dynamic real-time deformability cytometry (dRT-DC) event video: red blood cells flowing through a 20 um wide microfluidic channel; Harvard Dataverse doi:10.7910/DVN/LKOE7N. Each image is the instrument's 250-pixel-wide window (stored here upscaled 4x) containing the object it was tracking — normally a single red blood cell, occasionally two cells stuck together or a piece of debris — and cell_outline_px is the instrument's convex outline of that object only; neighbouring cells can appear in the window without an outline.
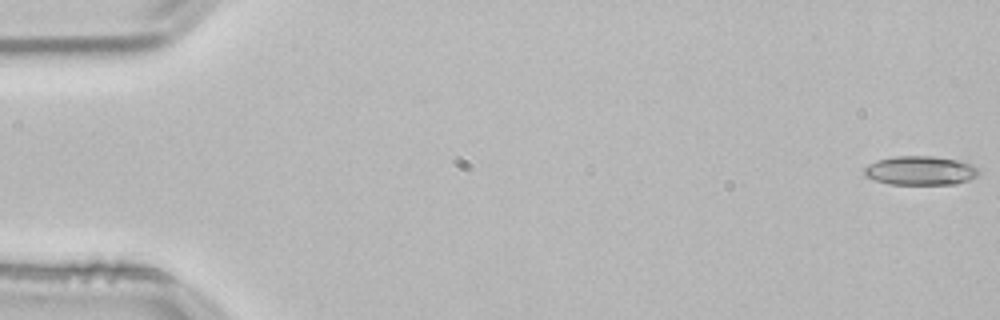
{"species": "common noctule bat (a hibernating species)", "species_latin": "Nyctalus noctula", "temperature_condition": "room temperature", "stored_images_in_passage": 54, "camera_frame_rate_fps": 3000, "um_per_image_px": 0.085, "animal": {"sex": "male", "body_mass_g": 21.5, "forearm_length_mm": 52.0}, "frame": {"image": 1, "passage_image": 1, "time_ms": 0.0, "image_size_px": [1000, 320], "cell_outline_px": [[980, 172], [976, 176], [968, 180], [956, 184], [888, 184], [864, 176], [864, 168], [868, 164], [876, 160], [892, 156], [932, 156], [964, 160], [980, 168]], "centroid_in_image_um": [78.26, 14.48], "position_along_channel_um": 6.7, "area_um2": 19.71}}
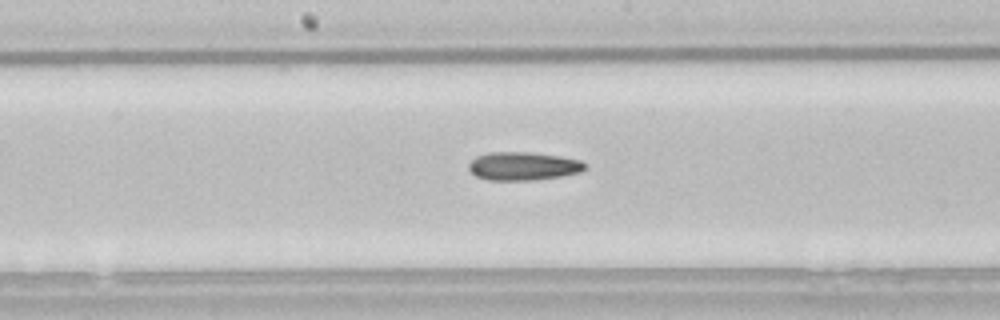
{"frame": {"image": 2, "passage_image": 28, "time_ms": 9.0, "image_size_px": [1000, 320], "cell_outline_px": [[584, 168], [580, 172], [560, 176], [536, 180], [488, 180], [476, 176], [468, 168], [468, 164], [476, 156], [488, 152], [532, 152], [560, 156], [580, 160], [584, 164]], "centroid_in_image_um": [44.43, 14.11], "position_along_channel_um": 203.8, "area_um2": 19.13}}
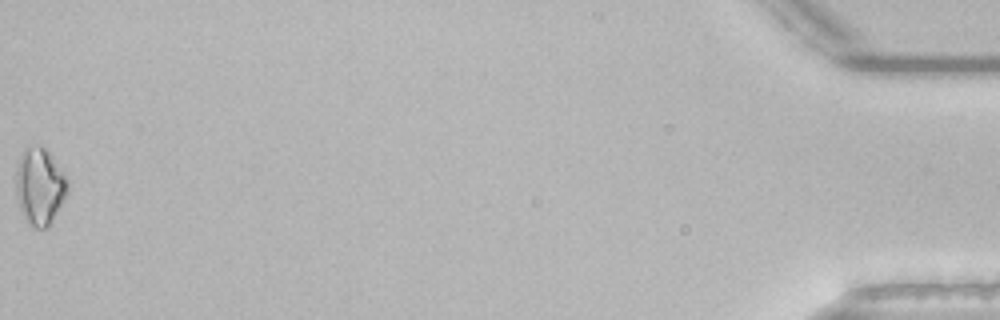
{"frame": {"image": 3, "passage_image": 54, "time_ms": 17.667, "image_size_px": [1000, 320], "cell_outline_px": [[68, 192], [48, 228], [32, 228], [28, 224], [20, 208], [16, 196], [16, 168], [20, 156], [28, 148], [40, 144], [52, 156], [68, 180]], "centroid_in_image_um": [3.38, 15.87], "position_along_channel_um": 431.8, "area_um2": 23.0}, "authors_computed_cell_mechanics": {"area_um2": 18.9584, "velocity_mm_per_s": 3.8227, "shape_relaxation_time_tau1_ms": 11.2587, "shape_relaxation_time_tau2_ms": null, "deformation_change_tau1": 0.1943, "deformation_change_tau2": null}}